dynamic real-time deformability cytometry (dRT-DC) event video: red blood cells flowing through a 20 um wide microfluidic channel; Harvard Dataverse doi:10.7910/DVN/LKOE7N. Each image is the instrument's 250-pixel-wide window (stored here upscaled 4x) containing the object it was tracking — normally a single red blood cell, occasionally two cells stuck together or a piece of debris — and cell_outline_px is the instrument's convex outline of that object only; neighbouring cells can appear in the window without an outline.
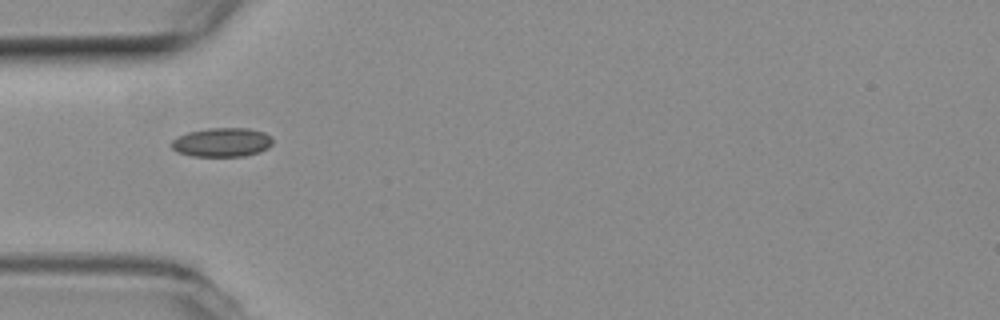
{"species": "common noctule bat (a hibernating species)", "species_latin": "Nyctalus noctula", "temperature_condition": "room temperature", "stored_images_in_passage": 5, "camera_frame_rate_fps": 3000, "um_per_image_px": 0.085, "animal": {"sex": "female", "body_mass_g": 19.3, "forearm_length_mm": 54.1}, "frame": {"image": 1, "passage_image": 5, "time_ms": 1.333, "image_size_px": [1000, 320], "cell_outline_px": [[272, 144], [268, 148], [260, 152], [244, 156], [192, 156], [176, 152], [172, 148], [172, 140], [188, 132], [208, 128], [248, 128], [264, 132], [272, 136]], "centroid_in_image_um": [18.89, 12.1], "position_along_channel_um": 66.1, "area_um2": 17.17}}